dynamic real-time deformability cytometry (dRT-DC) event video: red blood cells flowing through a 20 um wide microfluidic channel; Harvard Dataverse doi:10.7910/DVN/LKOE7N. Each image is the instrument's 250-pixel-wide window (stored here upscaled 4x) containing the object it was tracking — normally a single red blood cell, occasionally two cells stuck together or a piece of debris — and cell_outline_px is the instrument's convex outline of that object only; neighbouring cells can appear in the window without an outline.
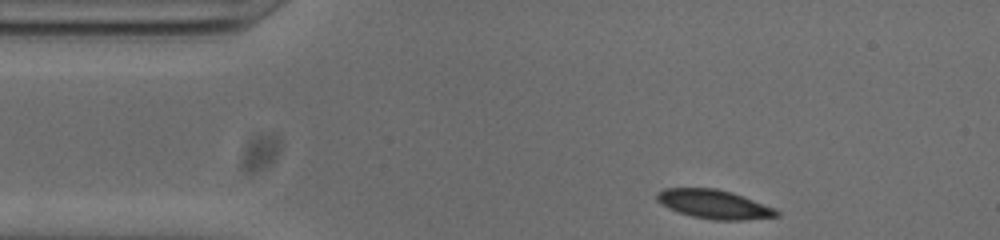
{"species": "common noctule bat (a hibernating species)", "species_latin": "Nyctalus noctula", "temperature_condition": "cold", "stored_images_in_passage": 10, "camera_frame_rate_fps": 3000, "um_per_image_px": 0.085, "animal": {"sex": "male", "body_mass_g": 20.0, "forearm_length_mm": 53.3}, "frame": {"image": 1, "passage_image": 1, "time_ms": 0.0, "image_size_px": [1000, 240], "cell_outline_px": [[780, 216], [740, 220], [716, 220], [692, 216], [668, 208], [656, 200], [656, 192], [664, 188], [716, 188], [732, 192], [776, 208], [780, 212]], "centroid_in_image_um": [60.7, 17.35], "position_along_channel_um": 24.3, "area_um2": 20.17}}
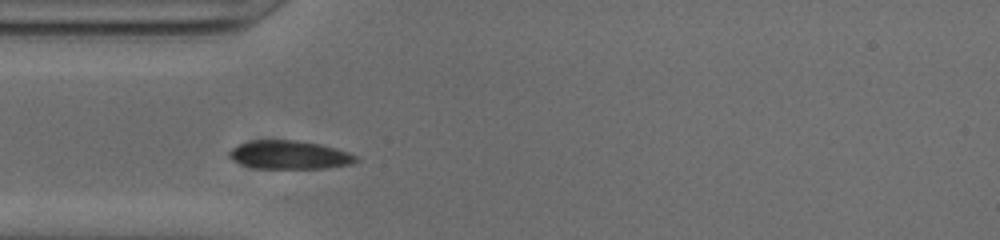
{"frame": {"image": 2, "passage_image": 8, "time_ms": 2.333, "image_size_px": [1000, 240], "cell_outline_px": [[360, 160], [352, 164], [324, 168], [260, 168], [244, 164], [232, 160], [224, 152], [240, 144], [252, 140], [296, 140], [320, 144], [348, 152], [356, 156]], "centroid_in_image_um": [24.59, 13.16], "position_along_channel_um": 60.4, "area_um2": 20.92}}